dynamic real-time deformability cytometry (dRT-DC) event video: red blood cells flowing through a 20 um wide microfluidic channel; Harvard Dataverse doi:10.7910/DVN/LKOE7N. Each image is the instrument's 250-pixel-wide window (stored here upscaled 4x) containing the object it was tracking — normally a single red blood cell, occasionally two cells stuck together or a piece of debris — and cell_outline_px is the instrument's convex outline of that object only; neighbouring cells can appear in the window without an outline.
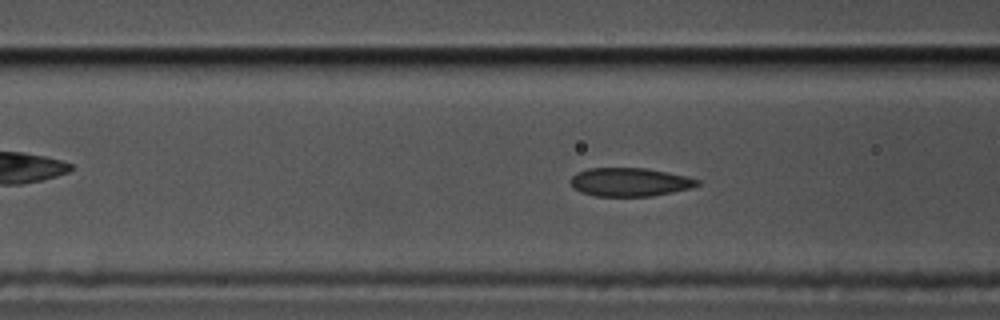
{"species": "common noctule bat (a hibernating species)", "species_latin": "Nyctalus noctula", "temperature_condition": "cold", "stored_images_in_passage": 57, "camera_frame_rate_fps": 3000, "um_per_image_px": 0.085, "animal": {"sex": "male", "body_mass_g": 17.5, "forearm_length_mm": 52.3}, "frame": {"image": 1, "passage_image": 21, "time_ms": 6.667, "image_size_px": [1000, 320], "cell_outline_px": [[700, 184], [692, 188], [652, 196], [592, 196], [580, 192], [572, 188], [568, 180], [576, 172], [588, 168], [648, 168], [684, 176], [700, 180]], "centroid_in_image_um": [53.47, 15.48], "position_along_channel_um": 113.1, "area_um2": 21.27}}
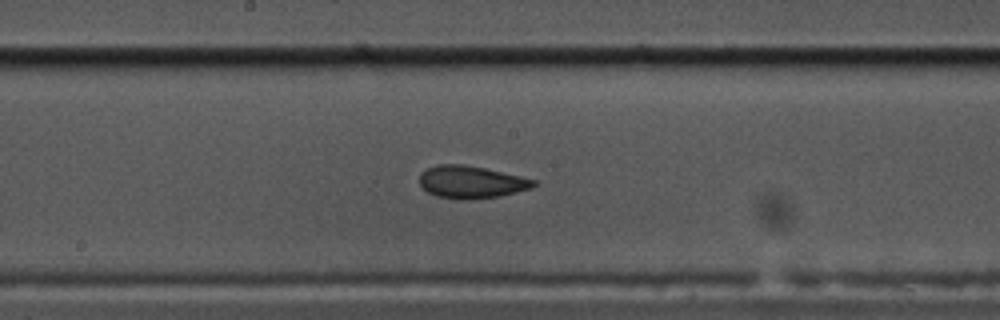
{"frame": {"image": 2, "passage_image": 29, "time_ms": 9.333, "image_size_px": [1000, 320], "cell_outline_px": [[536, 184], [532, 188], [500, 196], [464, 200], [456, 200], [436, 196], [428, 192], [420, 184], [420, 172], [436, 164], [460, 164], [484, 168], [520, 176], [536, 180]], "centroid_in_image_um": [40.03, 15.48], "position_along_channel_um": 208.2, "area_um2": 21.56}}
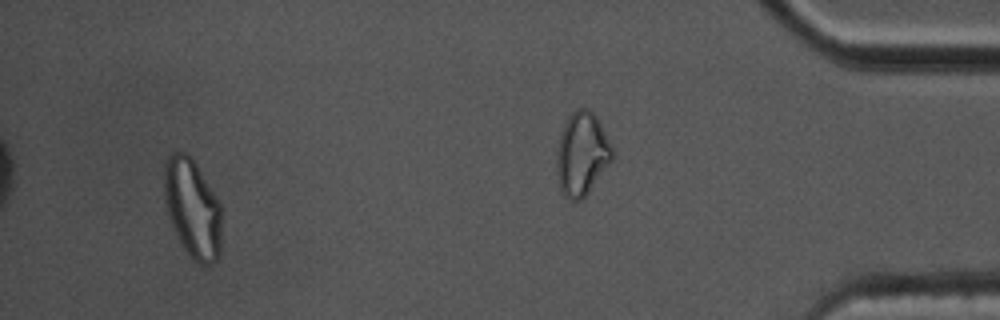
{"frame": {"image": 3, "passage_image": 53, "time_ms": 17.333, "image_size_px": [1000, 320], "cell_outline_px": [[220, 256], [212, 264], [200, 264], [184, 248], [168, 216], [164, 200], [164, 164], [168, 156], [172, 152], [184, 152], [192, 156], [220, 204]], "centroid_in_image_um": [16.34, 17.66], "position_along_channel_um": 418.9, "area_um2": 32.77}, "authors_computed_cell_mechanics": {"area_um2": 21.5594, "velocity_mm_per_s": 3.5665, "shape_relaxation_time_tau1_ms": 5.4193, "shape_relaxation_time_tau2_ms": 2.502, "deformation_change_tau1": 0.1346, "deformation_change_tau2": 0.0639}}